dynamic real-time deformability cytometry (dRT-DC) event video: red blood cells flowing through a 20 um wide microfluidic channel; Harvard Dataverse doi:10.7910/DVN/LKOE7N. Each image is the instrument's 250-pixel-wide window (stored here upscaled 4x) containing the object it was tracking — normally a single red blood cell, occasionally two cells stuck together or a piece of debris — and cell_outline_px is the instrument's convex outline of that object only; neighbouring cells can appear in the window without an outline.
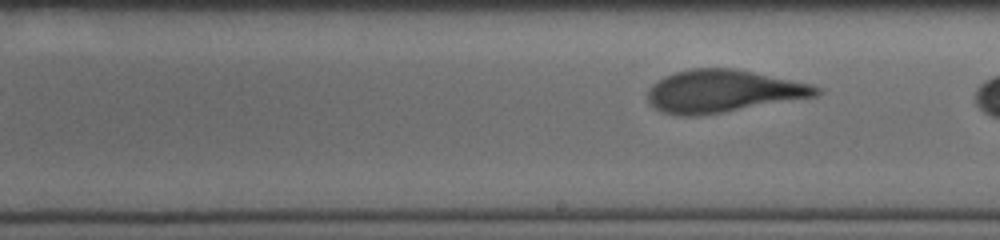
{"species": "human", "species_latin": "Homo sapiens", "temperature_condition": "cold", "stored_images_in_passage": 16, "segment_of_instrument_passage": [2, 2], "camera_frame_rate_fps": 3000, "um_per_image_px": 0.085, "donor": {"sex": "male"}, "frame": {"image": 1, "passage_image": 16, "time_ms": 5.667, "image_size_px": [1000, 240], "cell_outline_px": [[824, 92], [816, 96], [724, 112], [700, 116], [680, 116], [660, 112], [648, 100], [648, 88], [652, 84], [664, 76], [676, 72], [692, 68], [732, 68], [812, 84], [820, 88]], "centroid_in_image_um": [61.43, 7.76], "position_along_channel_um": 227.6, "area_um2": 41.67}}